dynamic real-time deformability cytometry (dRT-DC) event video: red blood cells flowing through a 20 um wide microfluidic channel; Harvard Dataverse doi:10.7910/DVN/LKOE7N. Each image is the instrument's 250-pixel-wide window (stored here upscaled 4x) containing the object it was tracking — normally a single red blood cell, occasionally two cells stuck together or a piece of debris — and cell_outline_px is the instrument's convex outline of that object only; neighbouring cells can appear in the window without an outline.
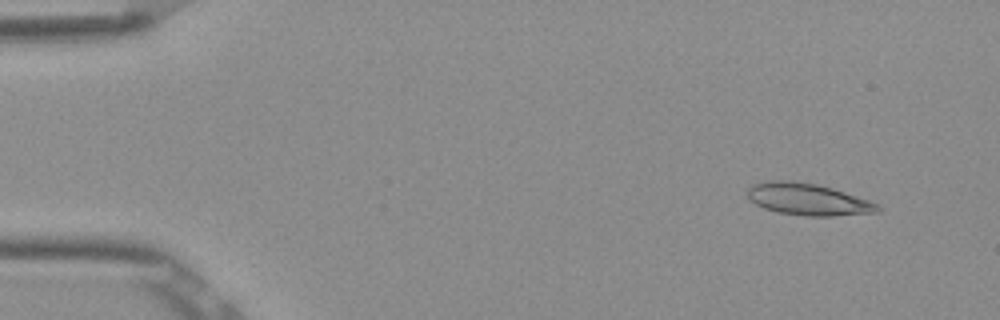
{"species": "Egyptian fruit bat (a non-hibernating species)", "species_latin": "Rousettus aegyptiacus", "temperature_condition": "room temperature", "stored_images_in_passage": 5, "camera_frame_rate_fps": 3000, "um_per_image_px": 0.085, "frame": {"image": 1, "passage_image": 2, "time_ms": 0.333, "image_size_px": [1000, 320], "cell_outline_px": [[880, 212], [832, 216], [808, 216], [776, 212], [764, 208], [748, 200], [748, 188], [752, 184], [768, 180], [788, 180], [816, 184], [832, 188], [880, 204]], "centroid_in_image_um": [68.65, 16.94], "position_along_channel_um": 16.3, "area_um2": 24.22}}
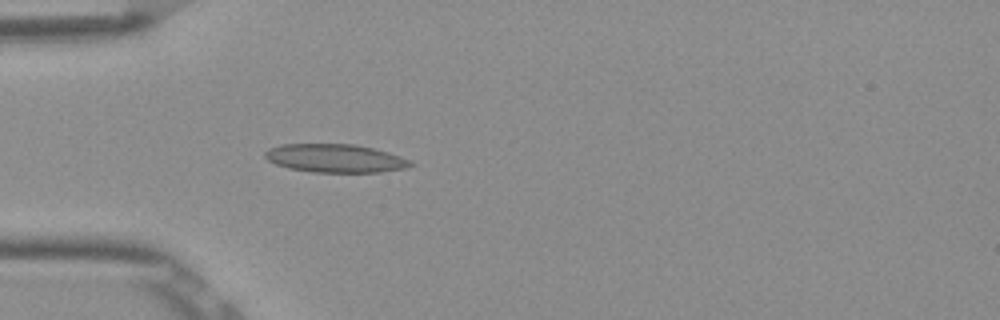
{"frame": {"image": 2, "passage_image": 5, "time_ms": 1.333, "image_size_px": [1000, 320], "cell_outline_px": [[416, 164], [408, 168], [380, 172], [312, 172], [288, 168], [276, 164], [268, 160], [264, 156], [264, 152], [268, 148], [280, 144], [356, 144], [388, 152], [412, 160]], "centroid_in_image_um": [28.52, 13.45], "position_along_channel_um": 56.5, "area_um2": 24.28}}